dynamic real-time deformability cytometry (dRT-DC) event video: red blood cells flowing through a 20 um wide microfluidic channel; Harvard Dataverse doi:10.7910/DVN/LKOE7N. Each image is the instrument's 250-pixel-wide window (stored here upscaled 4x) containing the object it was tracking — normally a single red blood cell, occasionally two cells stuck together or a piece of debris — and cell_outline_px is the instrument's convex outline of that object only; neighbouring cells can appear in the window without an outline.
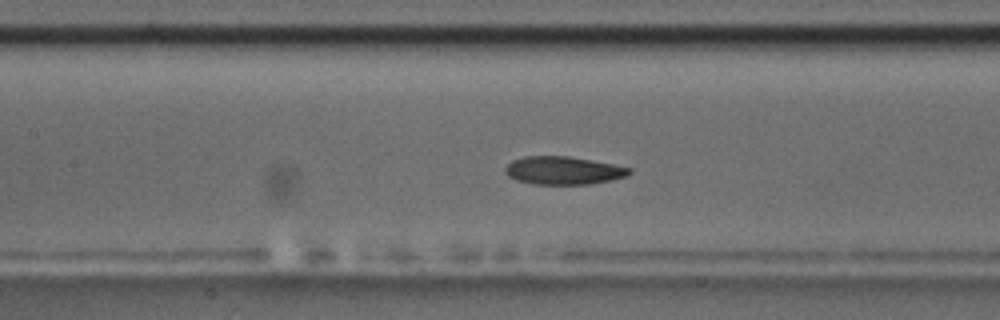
{"species": "common noctule bat (a hibernating species)", "species_latin": "Nyctalus noctula", "temperature_condition": "room temperature", "stored_images_in_passage": 56, "camera_frame_rate_fps": 3000, "um_per_image_px": 0.085, "animal": {"sex": "male", "body_mass_g": 17.5, "forearm_length_mm": 52.3}, "frame": {"image": 1, "passage_image": 25, "time_ms": 8.0, "image_size_px": [1000, 320], "cell_outline_px": [[632, 172], [628, 176], [588, 184], [532, 184], [516, 180], [508, 176], [504, 172], [504, 168], [512, 160], [524, 156], [568, 156], [592, 160], [632, 168]], "centroid_in_image_um": [47.85, 14.49], "position_along_channel_um": 159.5, "area_um2": 20.29}, "authors_computed_cell_mechanics": {"area_um2": 20.5479, "velocity_mm_per_s": 3.6765, "shape_relaxation_time_tau1_ms": 8.2892, "shape_relaxation_time_tau2_ms": 3.5272, "deformation_change_tau1": 0.1528, "deformation_change_tau2": 0.089}}